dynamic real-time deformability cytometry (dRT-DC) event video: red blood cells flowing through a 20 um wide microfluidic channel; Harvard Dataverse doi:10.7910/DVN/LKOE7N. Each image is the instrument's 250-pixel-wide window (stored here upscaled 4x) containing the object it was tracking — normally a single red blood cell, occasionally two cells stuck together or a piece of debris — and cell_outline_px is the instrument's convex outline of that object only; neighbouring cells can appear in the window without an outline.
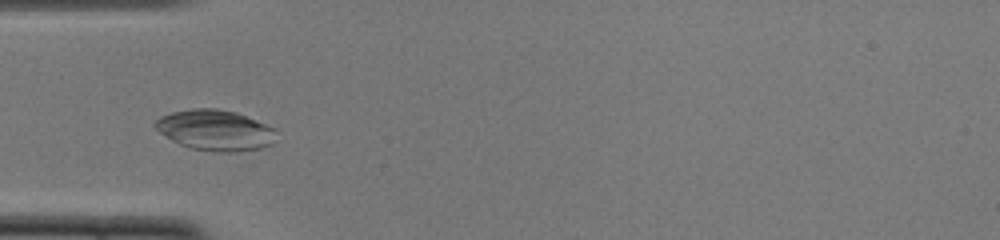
{"species": "common noctule bat (a hibernating species)", "species_latin": "Nyctalus noctula", "temperature_condition": "cold", "stored_images_in_passage": 11, "camera_frame_rate_fps": 3000, "um_per_image_px": 0.085, "animal": {"sex": "female", "body_mass_g": 22.0, "forearm_length_mm": 56.7}, "frame": {"image": 1, "passage_image": 5, "time_ms": 1.333, "image_size_px": [1000, 240], "cell_outline_px": [[276, 128], [272, 144], [260, 148], [232, 152], [216, 152], [192, 148], [180, 144], [172, 140], [160, 132], [152, 124], [160, 116], [172, 112], [192, 108], [216, 108], [236, 112]], "centroid_in_image_um": [18.28, 11.05], "position_along_channel_um": 66.7, "area_um2": 28.55}}